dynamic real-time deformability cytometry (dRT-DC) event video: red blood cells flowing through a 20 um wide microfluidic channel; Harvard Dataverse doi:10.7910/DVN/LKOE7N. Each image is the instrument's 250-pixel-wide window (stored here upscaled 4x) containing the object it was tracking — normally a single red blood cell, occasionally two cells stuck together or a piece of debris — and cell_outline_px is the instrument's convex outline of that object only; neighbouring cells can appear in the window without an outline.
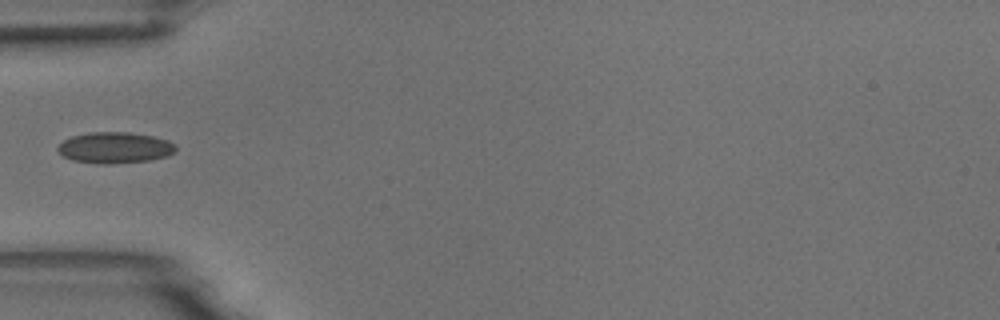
{"species": "common noctule bat (a hibernating species)", "species_latin": "Nyctalus noctula", "temperature_condition": "room temperature", "stored_images_in_passage": 5, "camera_frame_rate_fps": 3000, "um_per_image_px": 0.085, "animal": {"sex": "male", "body_mass_g": 18.8}, "frame": {"image": 1, "passage_image": 4, "time_ms": 1.0, "image_size_px": [1000, 320], "cell_outline_px": [[176, 152], [168, 156], [148, 160], [112, 164], [96, 164], [72, 160], [64, 156], [56, 148], [64, 140], [72, 136], [88, 132], [128, 132], [152, 136], [168, 140], [176, 144]], "centroid_in_image_um": [9.78, 12.55], "position_along_channel_um": 75.2, "area_um2": 21.5}}